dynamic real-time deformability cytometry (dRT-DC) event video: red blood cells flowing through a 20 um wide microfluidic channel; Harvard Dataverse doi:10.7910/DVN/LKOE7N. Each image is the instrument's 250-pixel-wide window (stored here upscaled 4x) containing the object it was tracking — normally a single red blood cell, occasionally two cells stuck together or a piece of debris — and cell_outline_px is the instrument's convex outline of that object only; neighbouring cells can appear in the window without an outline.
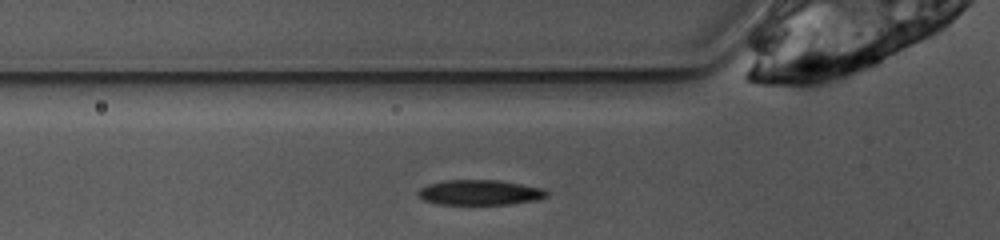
{"species": "common noctule bat (a hibernating species)", "species_latin": "Nyctalus noctula", "temperature_condition": "warm", "stored_images_in_passage": 24, "camera_frame_rate_fps": 3000, "um_per_image_px": 0.085, "animal": {"sex": "female", "body_mass_g": 10.0, "forearm_length_mm": 53.1}, "frame": {"image": 1, "passage_image": 2, "time_ms": 0.333, "image_size_px": [1000, 240], "cell_outline_px": [[548, 196], [536, 200], [508, 204], [436, 204], [424, 200], [416, 192], [420, 188], [428, 184], [444, 180], [500, 180], [544, 188], [548, 192]], "centroid_in_image_um": [40.79, 16.35], "position_along_channel_um": 85.0, "area_um2": 18.9}}
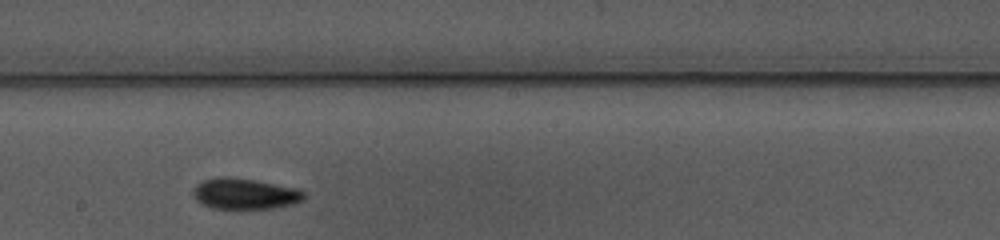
{"frame": {"image": 2, "passage_image": 13, "time_ms": 4.0, "image_size_px": [1000, 240], "cell_outline_px": [[308, 196], [304, 200], [292, 204], [272, 208], [212, 208], [196, 200], [192, 192], [192, 188], [200, 180], [216, 176], [228, 176], [256, 180], [300, 188], [308, 192]], "centroid_in_image_um": [20.85, 16.44], "position_along_channel_um": 227.4, "area_um2": 20.46}}
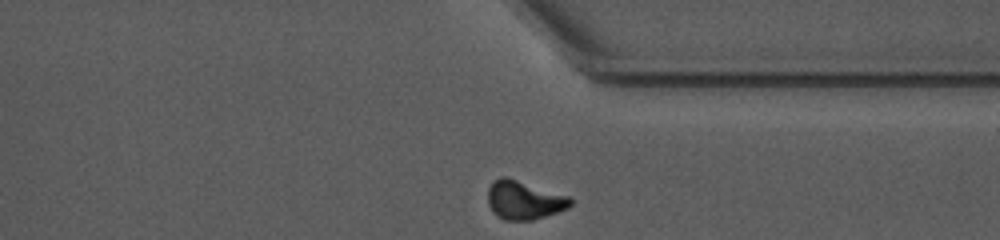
{"frame": {"image": 3, "passage_image": 24, "time_ms": 7.667, "image_size_px": [1000, 240], "cell_outline_px": [[572, 204], [568, 208], [532, 220], [504, 220], [496, 216], [492, 212], [488, 204], [488, 188], [496, 180], [504, 176], [572, 196]], "centroid_in_image_um": [44.56, 17.02], "position_along_channel_um": 366.8, "area_um2": 18.61}}